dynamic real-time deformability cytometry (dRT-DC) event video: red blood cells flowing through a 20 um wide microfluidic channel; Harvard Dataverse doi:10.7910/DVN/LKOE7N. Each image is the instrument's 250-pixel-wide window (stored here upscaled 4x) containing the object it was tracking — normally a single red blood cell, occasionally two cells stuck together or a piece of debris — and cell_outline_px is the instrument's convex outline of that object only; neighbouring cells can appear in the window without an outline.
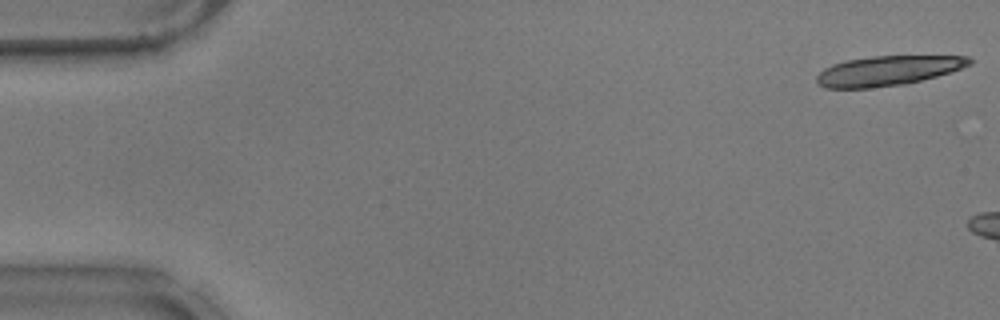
{"species": "common noctule bat (a hibernating species)", "species_latin": "Nyctalus noctula", "temperature_condition": "warm", "stored_images_in_passage": 3, "camera_frame_rate_fps": 3000, "um_per_image_px": 0.085, "animal": {"sex": "male", "body_mass_g": 17.9}, "frame": {"image": 1, "passage_image": 1, "time_ms": 0.0, "image_size_px": [1000, 320], "cell_outline_px": [[972, 64], [936, 76], [908, 84], [868, 88], [824, 88], [816, 84], [816, 76], [824, 68], [832, 64], [848, 60], [872, 56], [968, 56], [972, 60]], "centroid_in_image_um": [75.42, 6.02], "position_along_channel_um": 9.6, "area_um2": 26.47}}